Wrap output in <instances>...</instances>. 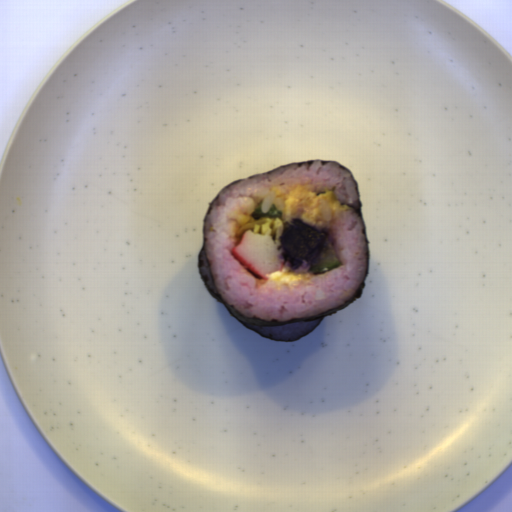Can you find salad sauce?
Segmentation results:
<instances>
[{"label":"salad sauce","instance_id":"salad-sauce-1","mask_svg":"<svg viewBox=\"0 0 512 512\" xmlns=\"http://www.w3.org/2000/svg\"><path fill=\"white\" fill-rule=\"evenodd\" d=\"M267 279L280 284H291L299 281H307L305 273L291 269L288 262L285 261L281 271L272 272L267 274Z\"/></svg>","mask_w":512,"mask_h":512}]
</instances>
